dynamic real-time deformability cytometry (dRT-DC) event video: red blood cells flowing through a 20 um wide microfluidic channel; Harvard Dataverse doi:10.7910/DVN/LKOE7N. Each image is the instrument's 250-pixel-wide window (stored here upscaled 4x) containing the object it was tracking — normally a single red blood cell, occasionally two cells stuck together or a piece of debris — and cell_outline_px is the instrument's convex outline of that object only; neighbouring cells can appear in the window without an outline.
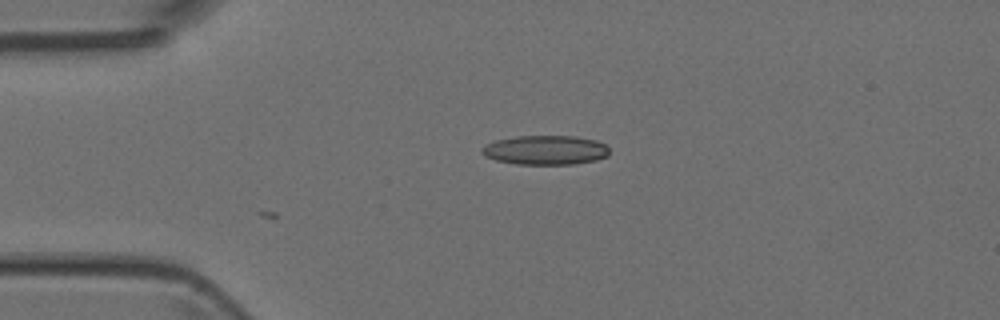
{"species": "Egyptian fruit bat (a non-hibernating species)", "species_latin": "Rousettus aegyptiacus", "temperature_condition": "room temperature", "stored_images_in_passage": 4, "camera_frame_rate_fps": 3000, "um_per_image_px": 0.085, "animal": {"sex": "female"}, "frame": {"image": 1, "passage_image": 4, "time_ms": 3.333, "image_size_px": [1000, 320], "cell_outline_px": [[608, 156], [596, 160], [572, 164], [516, 164], [496, 160], [484, 156], [480, 152], [488, 144], [496, 140], [516, 136], [572, 136], [596, 140], [604, 144], [608, 148]], "centroid_in_image_um": [46.37, 12.76], "position_along_channel_um": 38.6, "area_um2": 21.62}}